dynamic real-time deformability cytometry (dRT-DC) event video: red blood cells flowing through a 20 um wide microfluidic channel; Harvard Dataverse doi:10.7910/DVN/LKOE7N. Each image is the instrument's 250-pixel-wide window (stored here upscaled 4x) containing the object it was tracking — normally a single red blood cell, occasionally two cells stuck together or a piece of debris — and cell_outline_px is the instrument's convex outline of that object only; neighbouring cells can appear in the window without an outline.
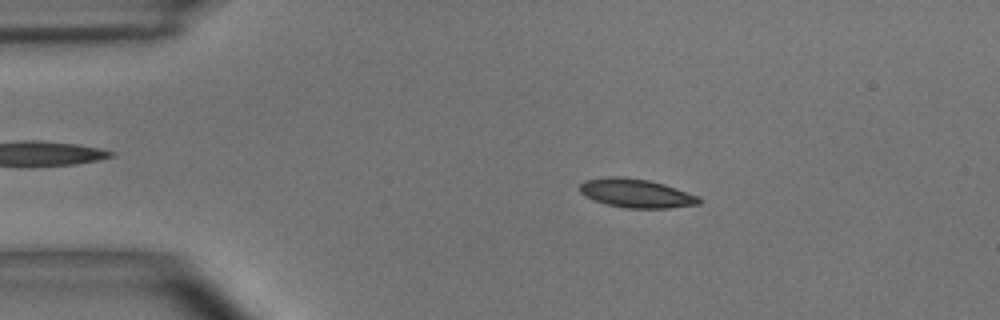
{"species": "common noctule bat (a hibernating species)", "species_latin": "Nyctalus noctula", "temperature_condition": "room temperature", "stored_images_in_passage": 52, "camera_frame_rate_fps": 3000, "um_per_image_px": 0.085, "animal": {"sex": "male", "body_mass_g": 15.6}, "frame": {"image": 1, "passage_image": 8, "time_ms": 2.333, "image_size_px": [1000, 320], "cell_outline_px": [[700, 204], [668, 208], [624, 208], [608, 204], [584, 196], [580, 192], [580, 184], [584, 180], [608, 176], [624, 176], [648, 180], [664, 184], [700, 196]], "centroid_in_image_um": [54.08, 16.42], "position_along_channel_um": 30.9, "area_um2": 20.06}}
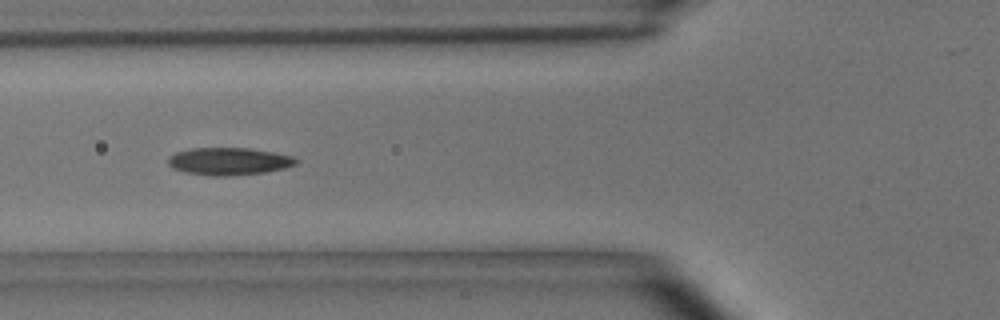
{"frame": {"image": 2, "passage_image": 18, "time_ms": 5.667, "image_size_px": [1000, 320], "cell_outline_px": [[296, 164], [284, 168], [264, 172], [224, 176], [212, 176], [184, 172], [172, 168], [168, 164], [168, 156], [176, 152], [192, 148], [248, 148], [272, 152], [292, 156], [296, 160]], "centroid_in_image_um": [19.4, 13.71], "position_along_channel_um": 106.4, "area_um2": 20.29}}
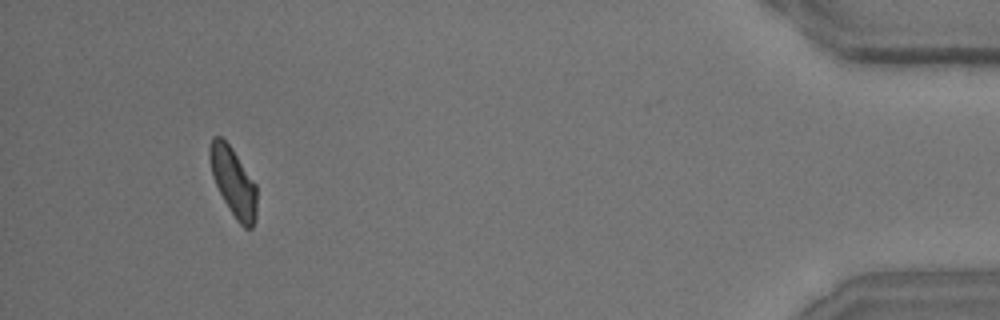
{"frame": {"image": 3, "passage_image": 49, "time_ms": 16.0, "image_size_px": [1000, 320], "cell_outline_px": [[256, 220], [252, 228], [244, 228], [236, 220], [224, 200], [212, 176], [208, 156], [208, 148], [212, 136], [220, 136], [232, 148], [256, 184]], "centroid_in_image_um": [19.82, 15.45], "position_along_channel_um": 415.4, "area_um2": 18.84}, "authors_computed_cell_mechanics": {"area_um2": 19.7098, "velocity_mm_per_s": 3.6433, "shape_relaxation_time_tau1_ms": 4.9364, "shape_relaxation_time_tau2_ms": 4.3805, "deformation_change_tau1": 0.1476, "deformation_change_tau2": 0.1035}}